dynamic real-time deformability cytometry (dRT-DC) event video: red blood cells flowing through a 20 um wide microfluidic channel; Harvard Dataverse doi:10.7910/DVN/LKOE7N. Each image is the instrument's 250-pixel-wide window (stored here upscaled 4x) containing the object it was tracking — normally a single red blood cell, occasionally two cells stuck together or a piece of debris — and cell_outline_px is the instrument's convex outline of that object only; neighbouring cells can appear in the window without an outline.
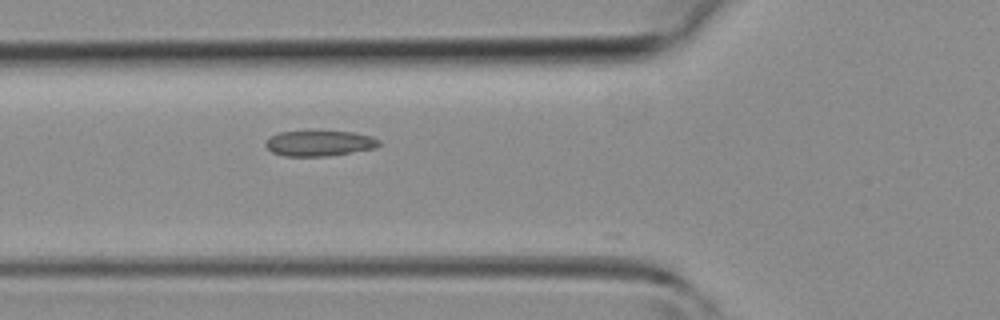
{"species": "common noctule bat (a hibernating species)", "species_latin": "Nyctalus noctula", "temperature_condition": "room temperature", "stored_images_in_passage": 31, "camera_frame_rate_fps": 3000, "um_per_image_px": 0.085, "animal": {"sex": "female", "body_mass_g": 19.3, "forearm_length_mm": 54.1}, "frame": {"image": 1, "passage_image": 7, "time_ms": 2.0, "image_size_px": [1000, 320], "cell_outline_px": [[380, 144], [376, 148], [324, 156], [284, 156], [272, 152], [264, 144], [272, 136], [280, 132], [356, 132], [372, 136], [380, 140]], "centroid_in_image_um": [27.18, 12.18], "position_along_channel_um": 98.6, "area_um2": 16.53}}
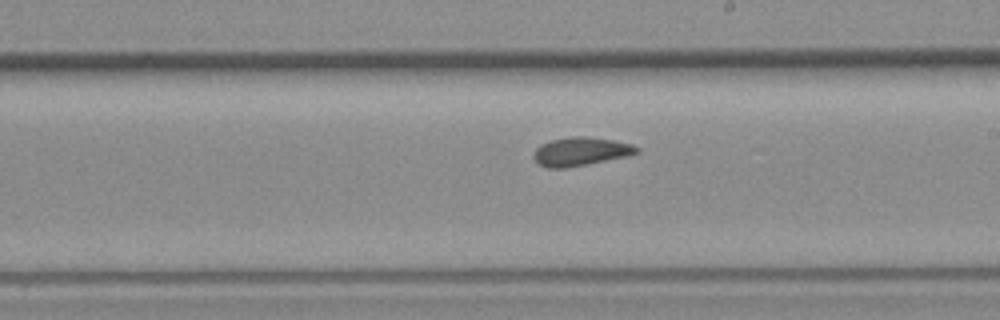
{"frame": {"image": 2, "passage_image": 16, "time_ms": 5.0, "image_size_px": [1000, 320], "cell_outline_px": [[640, 152], [628, 156], [568, 168], [548, 168], [540, 164], [532, 156], [536, 148], [540, 144], [552, 140], [568, 136], [588, 136], [612, 140], [632, 144], [640, 148]], "centroid_in_image_um": [49.37, 12.87], "position_along_channel_um": 239.6, "area_um2": 17.28}}
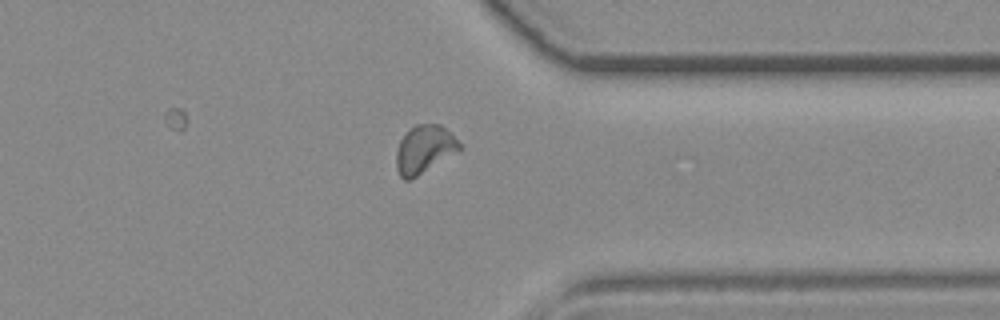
{"frame": {"image": 3, "passage_image": 25, "time_ms": 8.0, "image_size_px": [1000, 320], "cell_outline_px": [[464, 148], [416, 176], [408, 180], [404, 180], [400, 176], [396, 168], [396, 152], [400, 140], [416, 124], [440, 124]], "centroid_in_image_um": [36.05, 12.7], "position_along_channel_um": 375.3, "area_um2": 17.22}}